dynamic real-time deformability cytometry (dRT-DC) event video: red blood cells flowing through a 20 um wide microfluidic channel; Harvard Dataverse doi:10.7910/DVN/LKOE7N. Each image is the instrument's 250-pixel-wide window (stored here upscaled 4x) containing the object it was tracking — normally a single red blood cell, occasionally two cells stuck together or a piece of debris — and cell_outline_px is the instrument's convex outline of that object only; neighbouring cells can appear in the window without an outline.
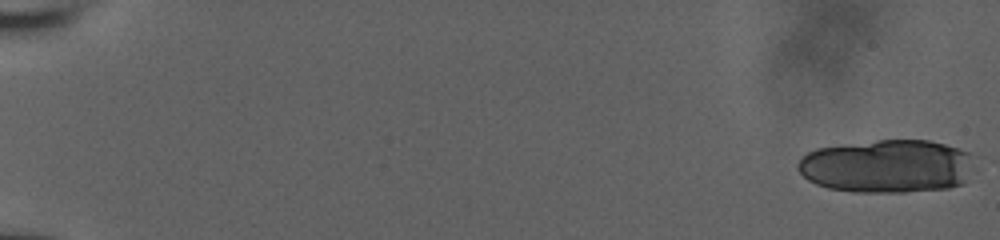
{"species": "human", "species_latin": "Homo sapiens", "temperature_condition": "room temperature", "stored_images_in_passage": 39, "camera_frame_rate_fps": 3000, "um_per_image_px": 0.085, "donor": {"sex": "male"}, "frame": {"image": 1, "passage_image": 1, "time_ms": 0.0, "image_size_px": [1000, 240], "cell_outline_px": [[968, 152], [964, 184], [948, 188], [904, 192], [852, 192], [828, 188], [816, 184], [808, 180], [796, 168], [796, 164], [808, 152], [816, 148], [876, 140], [928, 140], [944, 144]], "centroid_in_image_um": [75.28, 14.13], "position_along_channel_um": 9.7, "area_um2": 54.1}}
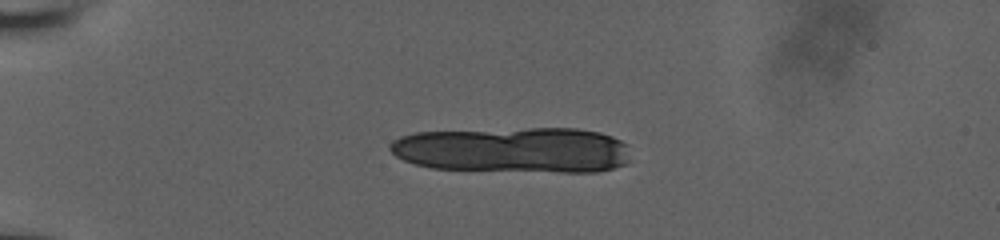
{"frame": {"image": 2, "passage_image": 30, "time_ms": 5.0, "image_size_px": [1000, 240], "cell_outline_px": [[632, 160], [624, 164], [612, 168], [596, 172], [560, 172], [432, 168], [416, 164], [404, 160], [396, 156], [388, 148], [388, 144], [392, 140], [400, 136], [416, 132], [528, 128], [576, 128], [600, 132], [612, 136], [628, 144]], "centroid_in_image_um": [43.68, 12.74], "position_along_channel_um": 41.3, "area_um2": 64.62}}